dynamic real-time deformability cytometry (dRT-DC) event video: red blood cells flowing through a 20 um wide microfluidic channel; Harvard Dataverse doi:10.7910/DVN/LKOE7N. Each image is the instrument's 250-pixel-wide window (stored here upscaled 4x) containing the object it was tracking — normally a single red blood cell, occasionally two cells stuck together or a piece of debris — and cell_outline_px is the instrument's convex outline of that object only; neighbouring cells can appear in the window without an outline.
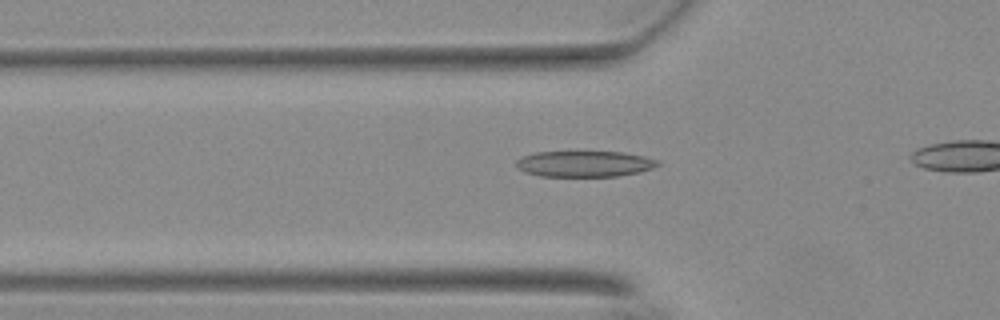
{"species": "Egyptian fruit bat (a non-hibernating species)", "species_latin": "Rousettus aegyptiacus", "temperature_condition": "warm", "stored_images_in_passage": 21, "camera_frame_rate_fps": 3000, "um_per_image_px": 0.085, "animal": {"sex": "female"}, "frame": {"image": 1, "passage_image": 15, "time_ms": 4.667, "image_size_px": [1000, 320], "cell_outline_px": [[664, 164], [640, 172], [616, 176], [540, 176], [524, 172], [516, 168], [516, 160], [520, 156], [536, 152], [624, 152], [644, 156], [660, 160]], "centroid_in_image_um": [49.7, 13.92], "position_along_channel_um": 76.1, "area_um2": 21.68}}
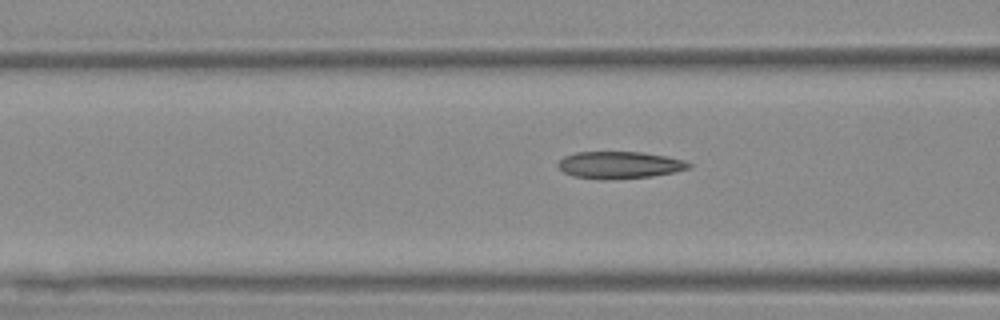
{"frame": {"image": 2, "passage_image": 18, "time_ms": 5.667, "image_size_px": [1000, 320], "cell_outline_px": [[692, 168], [652, 176], [604, 180], [600, 180], [576, 176], [564, 172], [556, 164], [564, 156], [576, 152], [644, 152], [668, 156], [684, 160], [692, 164]], "centroid_in_image_um": [52.68, 14.02], "position_along_channel_um": 113.9, "area_um2": 20.69}}